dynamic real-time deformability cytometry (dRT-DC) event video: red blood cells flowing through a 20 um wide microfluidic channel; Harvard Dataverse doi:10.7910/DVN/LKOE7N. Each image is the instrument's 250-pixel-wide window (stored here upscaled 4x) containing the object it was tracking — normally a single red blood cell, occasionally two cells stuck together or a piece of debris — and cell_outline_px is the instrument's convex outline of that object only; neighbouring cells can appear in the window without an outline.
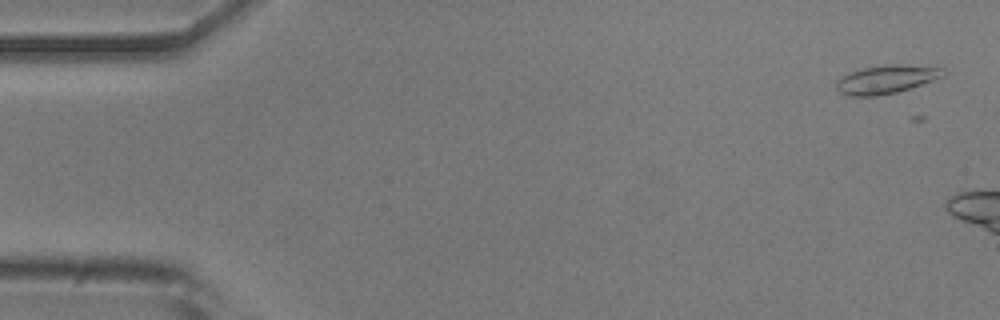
{"species": "common noctule bat (a hibernating species)", "species_latin": "Nyctalus noctula", "temperature_condition": "room temperature", "stored_images_in_passage": 3, "camera_frame_rate_fps": 3000, "um_per_image_px": 0.085, "animal": {"sex": "male", "body_mass_g": 20.5, "forearm_length_mm": 52.5}, "frame": {"image": 1, "passage_image": 2, "time_ms": 0.333, "image_size_px": [1000, 320], "cell_outline_px": [[948, 72], [944, 76], [896, 92], [876, 96], [852, 96], [840, 92], [836, 88], [836, 80], [852, 72], [864, 68], [884, 64], [900, 64], [944, 68]], "centroid_in_image_um": [75.35, 6.73], "position_along_channel_um": 9.6, "area_um2": 17.46}}